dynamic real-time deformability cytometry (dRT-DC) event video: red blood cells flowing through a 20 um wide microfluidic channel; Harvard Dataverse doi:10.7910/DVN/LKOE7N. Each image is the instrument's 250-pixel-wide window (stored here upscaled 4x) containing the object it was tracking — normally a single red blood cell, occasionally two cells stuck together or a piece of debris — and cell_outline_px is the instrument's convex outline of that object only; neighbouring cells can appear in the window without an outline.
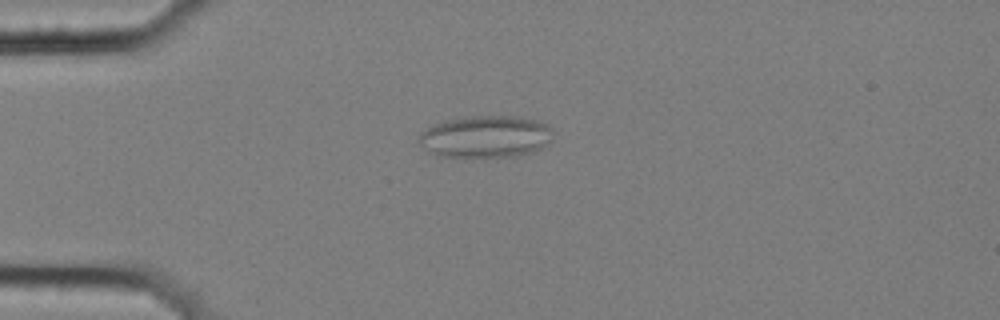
{"species": "common noctule bat (a hibernating species)", "species_latin": "Nyctalus noctula", "temperature_condition": "cold", "stored_images_in_passage": 5, "camera_frame_rate_fps": 3000, "um_per_image_px": 0.085, "animal": {"sex": "female", "body_mass_g": 25.1}, "frame": {"image": 1, "passage_image": 4, "time_ms": 1.0, "image_size_px": [1000, 320], "cell_outline_px": [[556, 132], [552, 140], [548, 144], [532, 152], [520, 156], [444, 156], [428, 152], [416, 140], [420, 132], [436, 124], [448, 120], [468, 116], [512, 116], [540, 120], [548, 124]], "centroid_in_image_um": [41.35, 11.6], "position_along_channel_um": 43.7, "area_um2": 33.06}}